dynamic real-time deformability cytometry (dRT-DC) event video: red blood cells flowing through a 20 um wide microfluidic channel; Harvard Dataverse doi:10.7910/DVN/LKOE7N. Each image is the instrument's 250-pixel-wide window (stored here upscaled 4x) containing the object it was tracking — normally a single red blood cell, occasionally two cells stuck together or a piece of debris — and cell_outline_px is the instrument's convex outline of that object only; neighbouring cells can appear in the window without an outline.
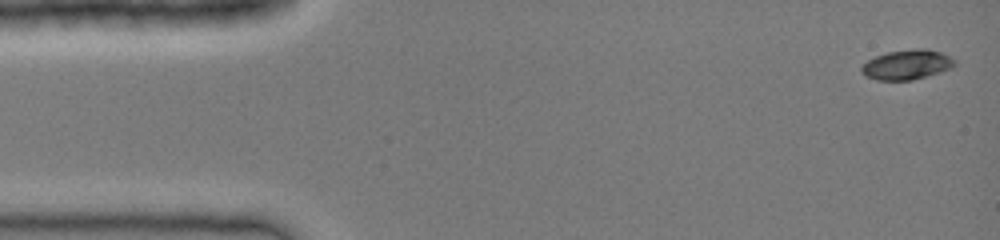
{"species": "common noctule bat (a hibernating species)", "species_latin": "Nyctalus noctula", "temperature_condition": "cold", "stored_images_in_passage": 41, "camera_frame_rate_fps": 3000, "um_per_image_px": 0.085, "animal": {"sex": "female", "body_mass_g": 19.0, "forearm_length_mm": 51.5}, "frame": {"image": 1, "passage_image": 1, "time_ms": 0.0, "image_size_px": [1000, 240], "cell_outline_px": [[956, 64], [952, 68], [940, 72], [912, 80], [876, 80], [860, 72], [860, 68], [868, 60], [876, 56], [888, 52], [916, 48], [928, 48], [940, 52], [956, 60]], "centroid_in_image_um": [77.11, 5.49], "position_along_channel_um": 7.9, "area_um2": 16.13}}
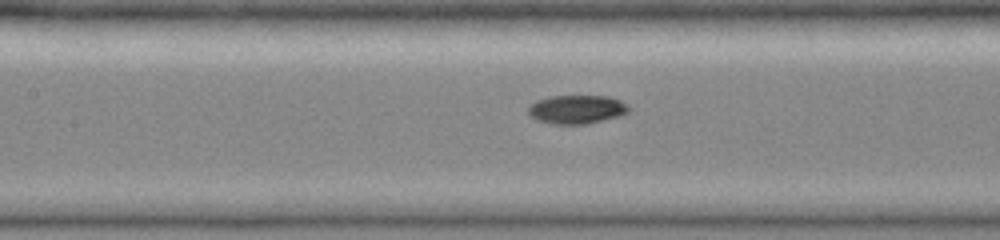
{"frame": {"image": 2, "passage_image": 18, "time_ms": 5.667, "image_size_px": [1000, 240], "cell_outline_px": [[632, 108], [628, 112], [620, 116], [584, 124], [552, 124], [536, 120], [528, 112], [528, 108], [536, 100], [548, 96], [608, 96], [620, 100], [628, 104]], "centroid_in_image_um": [49.05, 9.29], "position_along_channel_um": 158.4, "area_um2": 16.88}}
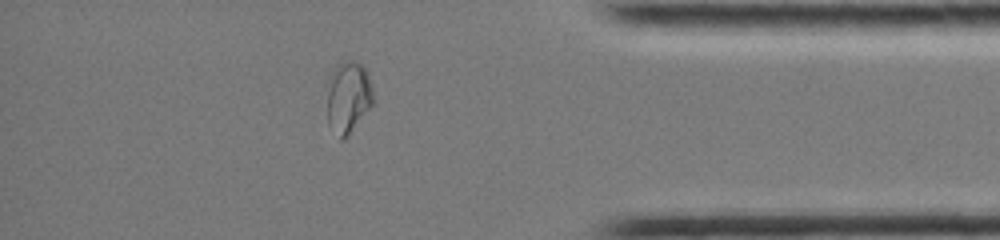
{"frame": {"image": 3, "passage_image": 35, "time_ms": 11.333, "image_size_px": [1000, 240], "cell_outline_px": [[372, 104], [348, 136], [344, 140], [340, 140], [328, 124], [328, 92], [332, 68], [340, 60], [352, 60], [360, 64], [368, 72], [372, 88]], "centroid_in_image_um": [29.59, 8.24], "position_along_channel_um": 405.6, "area_um2": 19.25}}